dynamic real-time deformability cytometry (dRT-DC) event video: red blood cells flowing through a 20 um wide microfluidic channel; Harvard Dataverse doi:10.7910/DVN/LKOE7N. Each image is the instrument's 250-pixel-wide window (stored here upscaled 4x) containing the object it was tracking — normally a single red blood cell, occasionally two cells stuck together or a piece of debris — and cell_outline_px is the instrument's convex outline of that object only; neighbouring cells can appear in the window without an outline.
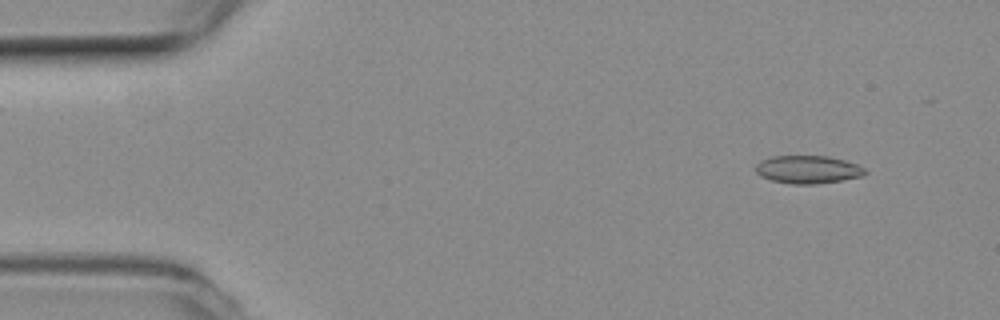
{"species": "common noctule bat (a hibernating species)", "species_latin": "Nyctalus noctula", "temperature_condition": "room temperature", "stored_images_in_passage": 39, "camera_frame_rate_fps": 3000, "um_per_image_px": 0.085, "animal": {"sex": "female", "body_mass_g": 19.3, "forearm_length_mm": 54.1}, "frame": {"image": 1, "passage_image": 1, "time_ms": 0.0, "image_size_px": [1000, 320], "cell_outline_px": [[868, 172], [864, 176], [816, 184], [792, 184], [772, 180], [760, 176], [756, 172], [756, 164], [760, 160], [772, 156], [828, 156], [844, 160], [856, 164], [864, 168]], "centroid_in_image_um": [68.66, 14.4], "position_along_channel_um": 16.3, "area_um2": 17.8}}
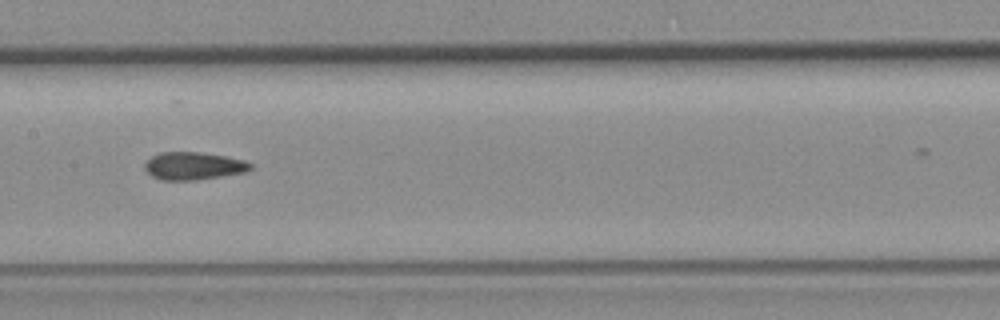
{"frame": {"image": 2, "passage_image": 22, "time_ms": 7.0, "image_size_px": [1000, 320], "cell_outline_px": [[252, 168], [248, 172], [196, 180], [160, 180], [152, 176], [144, 168], [144, 164], [152, 156], [160, 152], [196, 152], [224, 156], [244, 160], [252, 164]], "centroid_in_image_um": [16.45, 14.11], "position_along_channel_um": 190.9, "area_um2": 17.05}}
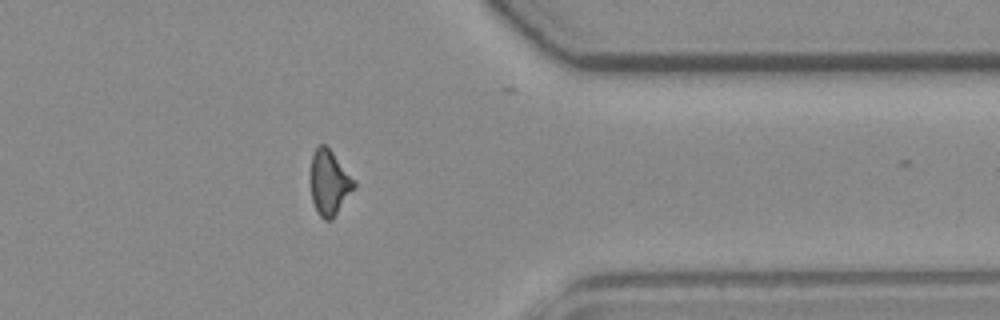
{"frame": {"image": 3, "passage_image": 38, "time_ms": 12.333, "image_size_px": [1000, 320], "cell_outline_px": [[356, 188], [332, 220], [324, 220], [320, 216], [312, 200], [308, 176], [312, 152], [320, 144], [324, 144], [332, 152], [356, 180]], "centroid_in_image_um": [27.97, 15.52], "position_along_channel_um": 383.4, "area_um2": 17.05}}